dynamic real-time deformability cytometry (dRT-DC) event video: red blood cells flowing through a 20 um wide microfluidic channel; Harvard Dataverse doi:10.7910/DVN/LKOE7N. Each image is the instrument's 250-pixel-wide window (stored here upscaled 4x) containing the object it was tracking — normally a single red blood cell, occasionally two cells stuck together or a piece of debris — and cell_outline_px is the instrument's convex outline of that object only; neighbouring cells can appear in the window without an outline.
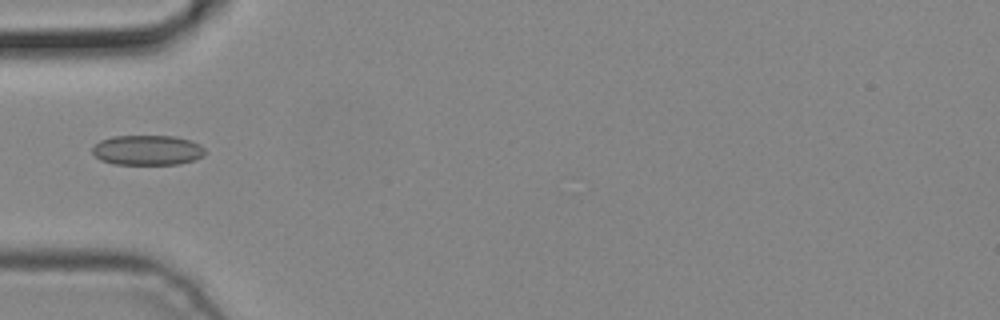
{"species": "common noctule bat (a hibernating species)", "species_latin": "Nyctalus noctula", "temperature_condition": "cold", "stored_images_in_passage": 5, "camera_frame_rate_fps": 3000, "um_per_image_px": 0.085, "animal": {"sex": "male", "body_mass_g": 19.2, "forearm_length_mm": 51.8}, "frame": {"image": 1, "passage_image": 5, "time_ms": 1.333, "image_size_px": [1000, 320], "cell_outline_px": [[204, 156], [180, 164], [112, 164], [100, 160], [92, 152], [92, 148], [100, 140], [112, 136], [176, 136], [200, 144], [204, 148]], "centroid_in_image_um": [12.51, 12.76], "position_along_channel_um": 72.5, "area_um2": 19.71}}